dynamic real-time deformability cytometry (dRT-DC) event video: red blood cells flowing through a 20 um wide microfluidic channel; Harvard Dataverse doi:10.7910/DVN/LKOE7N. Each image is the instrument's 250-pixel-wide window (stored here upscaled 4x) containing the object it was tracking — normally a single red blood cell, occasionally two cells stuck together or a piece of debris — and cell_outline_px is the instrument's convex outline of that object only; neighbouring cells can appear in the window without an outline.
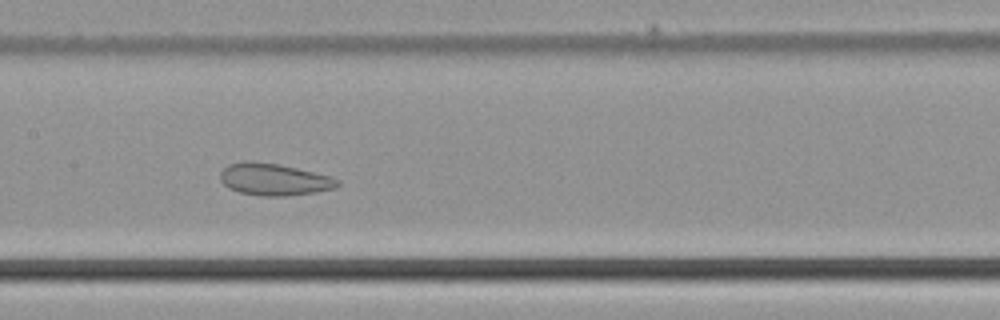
{"species": "common noctule bat (a hibernating species)", "species_latin": "Nyctalus noctula", "temperature_condition": "cold", "stored_images_in_passage": 47, "camera_frame_rate_fps": 3000, "um_per_image_px": 0.085, "animal": {"sex": "male", "body_mass_g": 21.5, "forearm_length_mm": 52.0}, "frame": {"image": 1, "passage_image": 22, "time_ms": 7.0, "image_size_px": [1000, 320], "cell_outline_px": [[340, 184], [336, 188], [316, 192], [288, 196], [260, 196], [240, 192], [228, 188], [220, 180], [220, 172], [228, 164], [248, 160], [280, 164], [332, 176], [340, 180]], "centroid_in_image_um": [23.31, 15.25], "position_along_channel_um": 184.1, "area_um2": 22.14}}
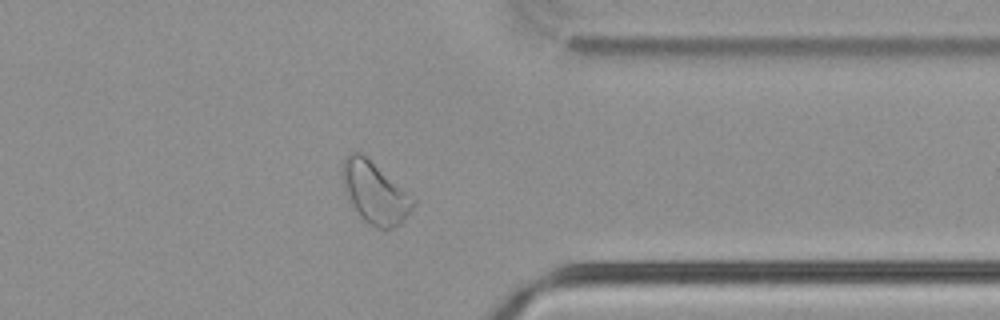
{"frame": {"image": 2, "passage_image": 37, "time_ms": 12.0, "image_size_px": [1000, 320], "cell_outline_px": [[416, 204], [404, 220], [400, 224], [392, 228], [376, 228], [368, 224], [352, 208], [348, 200], [344, 188], [344, 160], [352, 152], [360, 152], [416, 200]], "centroid_in_image_um": [31.87, 16.44], "position_along_channel_um": 379.5, "area_um2": 24.74}}
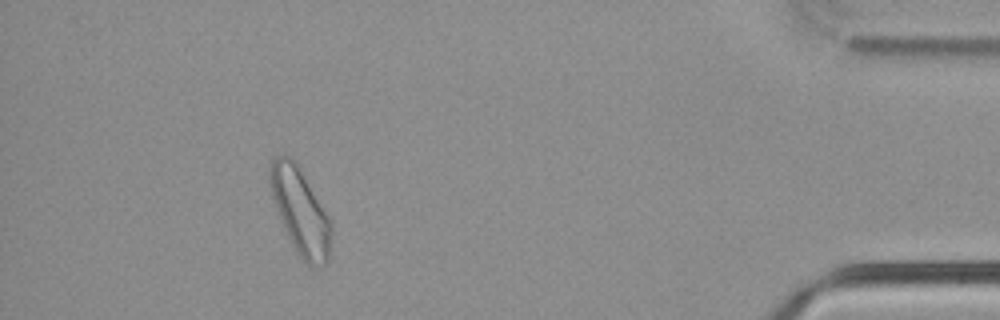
{"frame": {"image": 3, "passage_image": 43, "time_ms": 14.0, "image_size_px": [1000, 320], "cell_outline_px": [[332, 232], [328, 260], [324, 264], [316, 268], [312, 268], [296, 252], [280, 220], [272, 196], [268, 180], [268, 176], [272, 160], [276, 156], [288, 156], [296, 160], [332, 220]], "centroid_in_image_um": [25.55, 17.95], "position_along_channel_um": 409.7, "area_um2": 31.1}}